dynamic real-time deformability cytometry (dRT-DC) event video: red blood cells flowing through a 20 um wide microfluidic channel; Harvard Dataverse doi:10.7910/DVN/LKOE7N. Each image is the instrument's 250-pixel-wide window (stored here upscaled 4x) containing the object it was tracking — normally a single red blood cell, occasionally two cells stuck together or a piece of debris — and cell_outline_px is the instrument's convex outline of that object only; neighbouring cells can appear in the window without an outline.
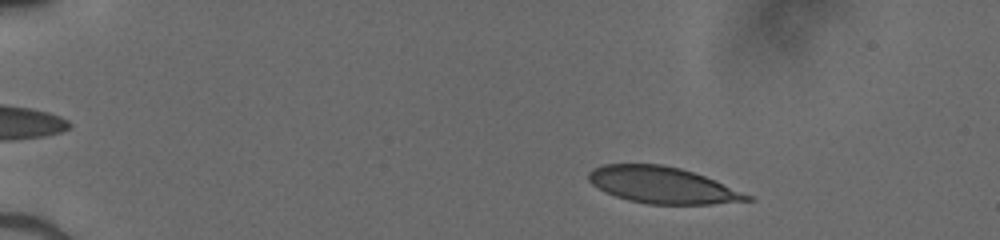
{"species": "human", "species_latin": "Homo sapiens", "temperature_condition": "cold", "stored_images_in_passage": 48, "camera_frame_rate_fps": 3000, "um_per_image_px": 0.085, "donor": {"sex": "male"}, "frame": {"image": 1, "passage_image": 6, "time_ms": 1.667, "image_size_px": [1000, 240], "cell_outline_px": [[756, 200], [712, 204], [648, 204], [628, 200], [604, 192], [592, 184], [588, 180], [588, 172], [592, 168], [604, 164], [660, 164], [680, 168], [704, 176], [752, 196]], "centroid_in_image_um": [56.27, 15.74], "position_along_channel_um": 28.7, "area_um2": 33.58}}
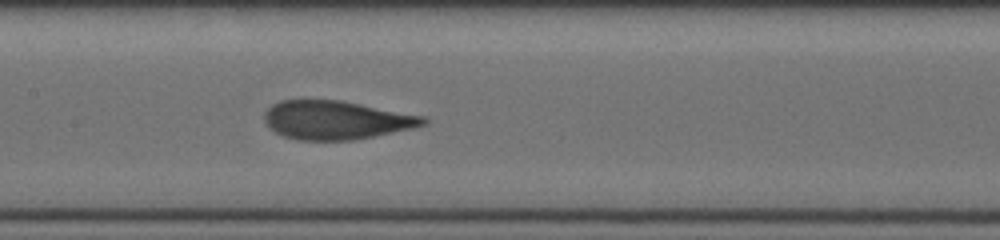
{"frame": {"image": 2, "passage_image": 24, "time_ms": 7.667, "image_size_px": [1000, 240], "cell_outline_px": [[428, 124], [412, 128], [352, 140], [296, 140], [284, 136], [268, 128], [264, 120], [264, 112], [272, 104], [280, 100], [340, 100], [424, 116], [428, 120]], "centroid_in_image_um": [28.54, 10.2], "position_along_channel_um": 178.9, "area_um2": 35.66}}
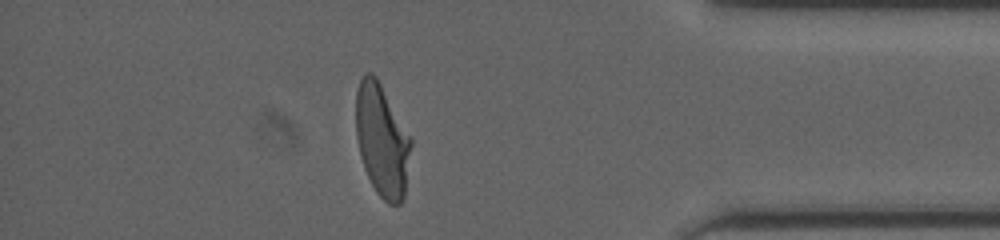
{"frame": {"image": 3, "passage_image": 42, "time_ms": 13.667, "image_size_px": [1000, 240], "cell_outline_px": [[412, 144], [404, 196], [400, 204], [388, 204], [376, 192], [364, 168], [356, 136], [356, 92], [360, 80], [368, 72], [372, 72], [376, 76], [412, 140]], "centroid_in_image_um": [32.47, 11.94], "position_along_channel_um": 402.7, "area_um2": 35.66}}